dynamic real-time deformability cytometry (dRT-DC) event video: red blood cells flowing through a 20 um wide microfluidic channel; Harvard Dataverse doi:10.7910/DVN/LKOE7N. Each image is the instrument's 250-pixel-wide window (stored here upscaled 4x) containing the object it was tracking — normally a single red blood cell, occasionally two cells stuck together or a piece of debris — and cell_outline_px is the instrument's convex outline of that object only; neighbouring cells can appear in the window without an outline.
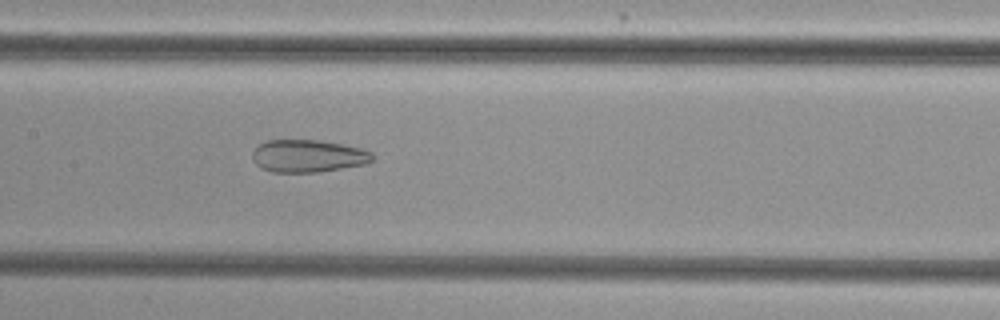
{"species": "common noctule bat (a hibernating species)", "species_latin": "Nyctalus noctula", "temperature_condition": "cold", "stored_images_in_passage": 46, "camera_frame_rate_fps": 3000, "um_per_image_px": 0.085, "animal": {"sex": "female", "body_mass_g": 29.2, "forearm_length_mm": 56.3}, "frame": {"image": 1, "passage_image": 21, "time_ms": 6.667, "image_size_px": [1000, 320], "cell_outline_px": [[372, 160], [364, 164], [316, 172], [272, 172], [260, 168], [252, 160], [252, 152], [260, 144], [268, 140], [316, 140], [340, 144], [360, 148], [372, 152]], "centroid_in_image_um": [26.13, 13.26], "position_along_channel_um": 181.3, "area_um2": 22.48}}
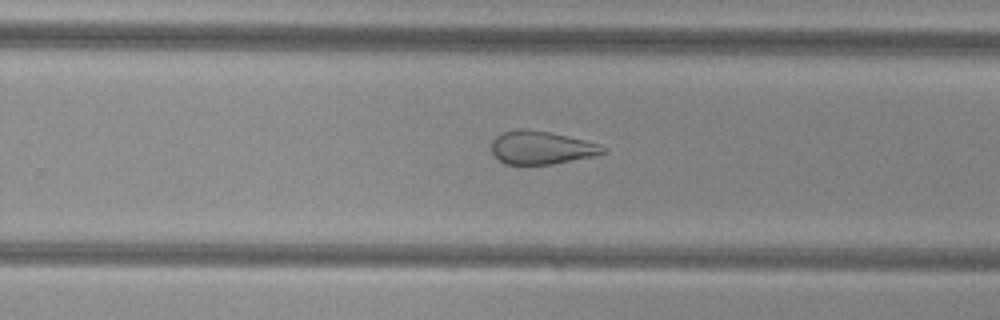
{"frame": {"image": 2, "passage_image": 29, "time_ms": 9.333, "image_size_px": [1000, 320], "cell_outline_px": [[608, 152], [592, 156], [552, 164], [504, 164], [492, 152], [492, 140], [496, 136], [504, 132], [516, 128], [528, 128], [548, 132], [584, 140], [600, 144], [608, 148]], "centroid_in_image_um": [46.02, 12.54], "position_along_channel_um": 283.8, "area_um2": 21.5}}
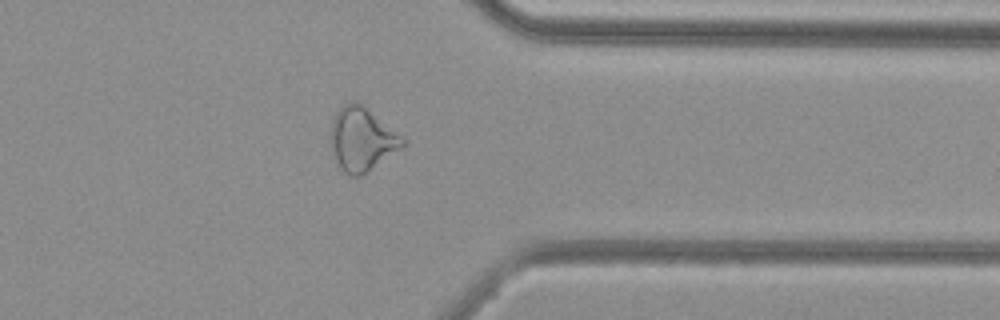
{"frame": {"image": 3, "passage_image": 37, "time_ms": 12.0, "image_size_px": [1000, 320], "cell_outline_px": [[404, 144], [400, 148], [368, 172], [360, 176], [352, 176], [344, 172], [340, 168], [332, 156], [328, 140], [332, 120], [336, 112], [344, 104], [352, 100], [356, 100], [400, 136], [404, 140]], "centroid_in_image_um": [30.65, 11.86], "position_along_channel_um": 380.7, "area_um2": 26.41}}